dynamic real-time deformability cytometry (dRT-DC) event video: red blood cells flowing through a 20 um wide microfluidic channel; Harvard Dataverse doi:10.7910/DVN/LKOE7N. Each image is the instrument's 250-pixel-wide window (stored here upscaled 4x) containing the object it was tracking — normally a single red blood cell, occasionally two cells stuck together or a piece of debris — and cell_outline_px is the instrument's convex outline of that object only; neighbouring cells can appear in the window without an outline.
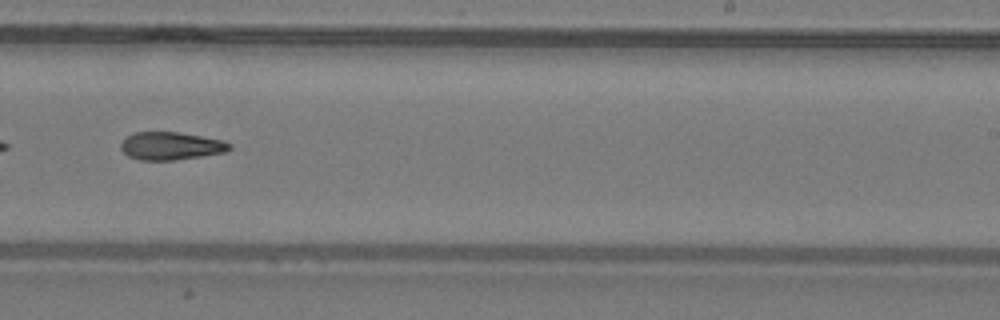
{"species": "common noctule bat (a hibernating species)", "species_latin": "Nyctalus noctula", "temperature_condition": "warm", "stored_images_in_passage": 42, "camera_frame_rate_fps": 3000, "um_per_image_px": 0.085, "animal": {"sex": "male", "body_mass_g": 19.2, "forearm_length_mm": 51.8}, "frame": {"image": 1, "passage_image": 24, "time_ms": 7.667, "image_size_px": [1000, 320], "cell_outline_px": [[232, 148], [228, 152], [176, 160], [140, 160], [128, 156], [120, 148], [120, 144], [128, 136], [136, 132], [176, 132], [224, 140], [232, 144]], "centroid_in_image_um": [14.57, 12.41], "position_along_channel_um": 274.4, "area_um2": 17.69}}